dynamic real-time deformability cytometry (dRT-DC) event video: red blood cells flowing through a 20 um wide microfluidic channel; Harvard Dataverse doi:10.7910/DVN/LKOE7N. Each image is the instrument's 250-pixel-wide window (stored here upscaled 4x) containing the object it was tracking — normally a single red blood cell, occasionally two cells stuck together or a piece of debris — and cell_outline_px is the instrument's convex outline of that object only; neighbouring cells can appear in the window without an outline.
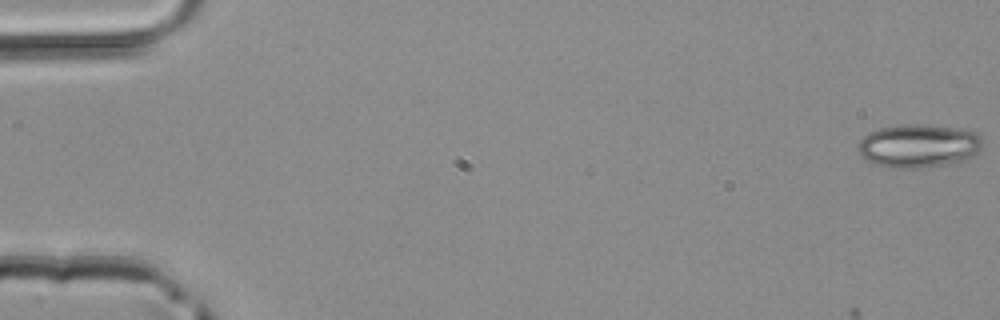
{"species": "common noctule bat (a hibernating species)", "species_latin": "Nyctalus noctula", "temperature_condition": "room temperature", "stored_images_in_passage": 16, "camera_frame_rate_fps": 3000, "um_per_image_px": 0.085, "animal": {"sex": "male", "body_mass_g": 20.4}, "frame": {"image": 1, "passage_image": 1, "time_ms": 0.0, "image_size_px": [1000, 320], "cell_outline_px": [[984, 144], [968, 160], [956, 164], [916, 168], [896, 168], [872, 164], [860, 152], [856, 144], [868, 132], [880, 128], [900, 124], [924, 124], [956, 128], [976, 132], [984, 140]], "centroid_in_image_um": [78.11, 12.4], "position_along_channel_um": 6.9, "area_um2": 31.91}}